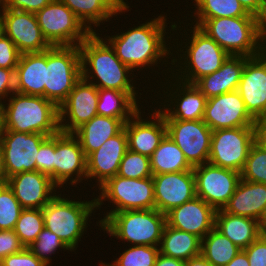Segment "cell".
Returning <instances> with one entry per match:
<instances>
[{"instance_id":"277c9868","label":"cell","mask_w":266,"mask_h":266,"mask_svg":"<svg viewBox=\"0 0 266 266\" xmlns=\"http://www.w3.org/2000/svg\"><path fill=\"white\" fill-rule=\"evenodd\" d=\"M183 18L198 26L229 55L254 57L266 49L265 34L256 16L191 19L184 15Z\"/></svg>"},{"instance_id":"74e56055","label":"cell","mask_w":266,"mask_h":266,"mask_svg":"<svg viewBox=\"0 0 266 266\" xmlns=\"http://www.w3.org/2000/svg\"><path fill=\"white\" fill-rule=\"evenodd\" d=\"M44 228L42 209H23L17 220L14 232L25 247H29Z\"/></svg>"},{"instance_id":"d6986e66","label":"cell","mask_w":266,"mask_h":266,"mask_svg":"<svg viewBox=\"0 0 266 266\" xmlns=\"http://www.w3.org/2000/svg\"><path fill=\"white\" fill-rule=\"evenodd\" d=\"M203 121L212 131L225 128L255 127L257 123L247 111L237 90L207 99Z\"/></svg>"},{"instance_id":"f6af8a7d","label":"cell","mask_w":266,"mask_h":266,"mask_svg":"<svg viewBox=\"0 0 266 266\" xmlns=\"http://www.w3.org/2000/svg\"><path fill=\"white\" fill-rule=\"evenodd\" d=\"M243 250L248 256L250 266H266V234L262 233Z\"/></svg>"},{"instance_id":"91938a15","label":"cell","mask_w":266,"mask_h":266,"mask_svg":"<svg viewBox=\"0 0 266 266\" xmlns=\"http://www.w3.org/2000/svg\"><path fill=\"white\" fill-rule=\"evenodd\" d=\"M260 28L263 30L266 38V0H264V8L259 17Z\"/></svg>"},{"instance_id":"ffe728a7","label":"cell","mask_w":266,"mask_h":266,"mask_svg":"<svg viewBox=\"0 0 266 266\" xmlns=\"http://www.w3.org/2000/svg\"><path fill=\"white\" fill-rule=\"evenodd\" d=\"M1 17L4 35L13 41L21 54L43 52L51 47L42 34L35 13L5 8Z\"/></svg>"},{"instance_id":"d4e9b609","label":"cell","mask_w":266,"mask_h":266,"mask_svg":"<svg viewBox=\"0 0 266 266\" xmlns=\"http://www.w3.org/2000/svg\"><path fill=\"white\" fill-rule=\"evenodd\" d=\"M216 210L200 197L173 208L166 223L175 229L194 234L201 240L214 228Z\"/></svg>"},{"instance_id":"836d02e7","label":"cell","mask_w":266,"mask_h":266,"mask_svg":"<svg viewBox=\"0 0 266 266\" xmlns=\"http://www.w3.org/2000/svg\"><path fill=\"white\" fill-rule=\"evenodd\" d=\"M150 168L152 175L190 171L193 169L184 153L167 135L150 156Z\"/></svg>"},{"instance_id":"f907efd6","label":"cell","mask_w":266,"mask_h":266,"mask_svg":"<svg viewBox=\"0 0 266 266\" xmlns=\"http://www.w3.org/2000/svg\"><path fill=\"white\" fill-rule=\"evenodd\" d=\"M239 2L249 14L260 17L264 8V0H239Z\"/></svg>"},{"instance_id":"c3c4849f","label":"cell","mask_w":266,"mask_h":266,"mask_svg":"<svg viewBox=\"0 0 266 266\" xmlns=\"http://www.w3.org/2000/svg\"><path fill=\"white\" fill-rule=\"evenodd\" d=\"M52 0H5L6 8L13 10L36 13Z\"/></svg>"},{"instance_id":"d590c367","label":"cell","mask_w":266,"mask_h":266,"mask_svg":"<svg viewBox=\"0 0 266 266\" xmlns=\"http://www.w3.org/2000/svg\"><path fill=\"white\" fill-rule=\"evenodd\" d=\"M189 1V0H188ZM193 11L187 16L194 19H210L218 17L254 16L249 14L239 0H191ZM191 14H190V13ZM193 14V15H192Z\"/></svg>"},{"instance_id":"8d00e7d4","label":"cell","mask_w":266,"mask_h":266,"mask_svg":"<svg viewBox=\"0 0 266 266\" xmlns=\"http://www.w3.org/2000/svg\"><path fill=\"white\" fill-rule=\"evenodd\" d=\"M124 252L114 259L111 263L100 260V266H154L159 247L148 245H127ZM104 261V262H103Z\"/></svg>"},{"instance_id":"4316f807","label":"cell","mask_w":266,"mask_h":266,"mask_svg":"<svg viewBox=\"0 0 266 266\" xmlns=\"http://www.w3.org/2000/svg\"><path fill=\"white\" fill-rule=\"evenodd\" d=\"M250 57L229 55L222 66L212 74L198 79L194 85L207 99L236 91L242 78L246 61Z\"/></svg>"},{"instance_id":"484cf974","label":"cell","mask_w":266,"mask_h":266,"mask_svg":"<svg viewBox=\"0 0 266 266\" xmlns=\"http://www.w3.org/2000/svg\"><path fill=\"white\" fill-rule=\"evenodd\" d=\"M145 85L143 87V92H147L143 98V92H124L112 89H98L97 114L99 116L121 119L124 123H126L140 109H142L144 105L146 106L149 104L148 100L145 99L151 100V98L154 97L152 93V96L147 95L151 90H148L150 89L147 87L149 84L145 83ZM145 87L147 90H145ZM146 95L149 98H147ZM144 101L146 104L142 105Z\"/></svg>"},{"instance_id":"816d5d0a","label":"cell","mask_w":266,"mask_h":266,"mask_svg":"<svg viewBox=\"0 0 266 266\" xmlns=\"http://www.w3.org/2000/svg\"><path fill=\"white\" fill-rule=\"evenodd\" d=\"M106 5L115 13V14H125L128 13L129 11L131 12V7L129 6L130 3L128 0H103ZM127 1V2H126Z\"/></svg>"},{"instance_id":"ee69618b","label":"cell","mask_w":266,"mask_h":266,"mask_svg":"<svg viewBox=\"0 0 266 266\" xmlns=\"http://www.w3.org/2000/svg\"><path fill=\"white\" fill-rule=\"evenodd\" d=\"M20 55L13 41L3 35L0 38V68L16 69Z\"/></svg>"},{"instance_id":"f5cc1de1","label":"cell","mask_w":266,"mask_h":266,"mask_svg":"<svg viewBox=\"0 0 266 266\" xmlns=\"http://www.w3.org/2000/svg\"><path fill=\"white\" fill-rule=\"evenodd\" d=\"M255 142L266 151V119L255 124Z\"/></svg>"},{"instance_id":"f546056e","label":"cell","mask_w":266,"mask_h":266,"mask_svg":"<svg viewBox=\"0 0 266 266\" xmlns=\"http://www.w3.org/2000/svg\"><path fill=\"white\" fill-rule=\"evenodd\" d=\"M124 125L121 119L96 115L72 134L78 139L87 158L109 138L119 134L124 129Z\"/></svg>"},{"instance_id":"603a6c76","label":"cell","mask_w":266,"mask_h":266,"mask_svg":"<svg viewBox=\"0 0 266 266\" xmlns=\"http://www.w3.org/2000/svg\"><path fill=\"white\" fill-rule=\"evenodd\" d=\"M7 185L23 209H42L60 192L49 176L37 170L13 175L8 178Z\"/></svg>"},{"instance_id":"9f6ffc18","label":"cell","mask_w":266,"mask_h":266,"mask_svg":"<svg viewBox=\"0 0 266 266\" xmlns=\"http://www.w3.org/2000/svg\"><path fill=\"white\" fill-rule=\"evenodd\" d=\"M185 266H213L201 254L185 261Z\"/></svg>"},{"instance_id":"60d3db41","label":"cell","mask_w":266,"mask_h":266,"mask_svg":"<svg viewBox=\"0 0 266 266\" xmlns=\"http://www.w3.org/2000/svg\"><path fill=\"white\" fill-rule=\"evenodd\" d=\"M22 210L13 190L0 186V230H13Z\"/></svg>"},{"instance_id":"5bb4252c","label":"cell","mask_w":266,"mask_h":266,"mask_svg":"<svg viewBox=\"0 0 266 266\" xmlns=\"http://www.w3.org/2000/svg\"><path fill=\"white\" fill-rule=\"evenodd\" d=\"M167 136L194 168L209 161L212 130L203 120L165 119Z\"/></svg>"},{"instance_id":"8fae6325","label":"cell","mask_w":266,"mask_h":266,"mask_svg":"<svg viewBox=\"0 0 266 266\" xmlns=\"http://www.w3.org/2000/svg\"><path fill=\"white\" fill-rule=\"evenodd\" d=\"M35 15L51 46H79L91 34L61 0H52Z\"/></svg>"},{"instance_id":"7bdbcfd3","label":"cell","mask_w":266,"mask_h":266,"mask_svg":"<svg viewBox=\"0 0 266 266\" xmlns=\"http://www.w3.org/2000/svg\"><path fill=\"white\" fill-rule=\"evenodd\" d=\"M36 170L49 176L54 183V135L48 136L41 143Z\"/></svg>"},{"instance_id":"680465c9","label":"cell","mask_w":266,"mask_h":266,"mask_svg":"<svg viewBox=\"0 0 266 266\" xmlns=\"http://www.w3.org/2000/svg\"><path fill=\"white\" fill-rule=\"evenodd\" d=\"M6 132V121H5V109L3 102H0V140Z\"/></svg>"},{"instance_id":"7a4b0ae2","label":"cell","mask_w":266,"mask_h":266,"mask_svg":"<svg viewBox=\"0 0 266 266\" xmlns=\"http://www.w3.org/2000/svg\"><path fill=\"white\" fill-rule=\"evenodd\" d=\"M181 21V19L179 22L175 21L172 32V47H174L172 49L174 50H172L171 74L181 82L194 84L203 76L217 71L229 57V54L198 26L187 20ZM182 30L183 32H181Z\"/></svg>"},{"instance_id":"ac0fdd59","label":"cell","mask_w":266,"mask_h":266,"mask_svg":"<svg viewBox=\"0 0 266 266\" xmlns=\"http://www.w3.org/2000/svg\"><path fill=\"white\" fill-rule=\"evenodd\" d=\"M98 88L81 77L59 106L60 132L73 133L97 114Z\"/></svg>"},{"instance_id":"681fc988","label":"cell","mask_w":266,"mask_h":266,"mask_svg":"<svg viewBox=\"0 0 266 266\" xmlns=\"http://www.w3.org/2000/svg\"><path fill=\"white\" fill-rule=\"evenodd\" d=\"M15 70L0 68V102L15 92Z\"/></svg>"},{"instance_id":"30bf717a","label":"cell","mask_w":266,"mask_h":266,"mask_svg":"<svg viewBox=\"0 0 266 266\" xmlns=\"http://www.w3.org/2000/svg\"><path fill=\"white\" fill-rule=\"evenodd\" d=\"M81 77L79 46H51L47 49L45 99L59 107Z\"/></svg>"},{"instance_id":"52a82bcc","label":"cell","mask_w":266,"mask_h":266,"mask_svg":"<svg viewBox=\"0 0 266 266\" xmlns=\"http://www.w3.org/2000/svg\"><path fill=\"white\" fill-rule=\"evenodd\" d=\"M165 225L166 215L154 208L111 213L99 230L122 244L159 247Z\"/></svg>"},{"instance_id":"7402d4cb","label":"cell","mask_w":266,"mask_h":266,"mask_svg":"<svg viewBox=\"0 0 266 266\" xmlns=\"http://www.w3.org/2000/svg\"><path fill=\"white\" fill-rule=\"evenodd\" d=\"M154 185L155 209L167 214L173 208L196 197L193 169L176 173L152 176Z\"/></svg>"},{"instance_id":"be15d7a7","label":"cell","mask_w":266,"mask_h":266,"mask_svg":"<svg viewBox=\"0 0 266 266\" xmlns=\"http://www.w3.org/2000/svg\"><path fill=\"white\" fill-rule=\"evenodd\" d=\"M5 8H6L5 0H0V15L4 11Z\"/></svg>"},{"instance_id":"9c48e42d","label":"cell","mask_w":266,"mask_h":266,"mask_svg":"<svg viewBox=\"0 0 266 266\" xmlns=\"http://www.w3.org/2000/svg\"><path fill=\"white\" fill-rule=\"evenodd\" d=\"M164 79L160 78L156 81L158 83L157 90L154 88L151 89V92H154L157 99L149 101L156 105L154 107L163 115L164 119L203 120L207 102L205 95L194 84L181 82L172 75H168Z\"/></svg>"},{"instance_id":"2e32d148","label":"cell","mask_w":266,"mask_h":266,"mask_svg":"<svg viewBox=\"0 0 266 266\" xmlns=\"http://www.w3.org/2000/svg\"><path fill=\"white\" fill-rule=\"evenodd\" d=\"M151 104L152 105L148 104V106H146L151 109L148 110V113L145 112L146 107H143L144 109L142 108V110L144 111L140 109L124 125L128 149L148 157L154 153L167 135V128L163 115L154 108L153 103ZM150 111L152 113H150Z\"/></svg>"},{"instance_id":"b9f144b4","label":"cell","mask_w":266,"mask_h":266,"mask_svg":"<svg viewBox=\"0 0 266 266\" xmlns=\"http://www.w3.org/2000/svg\"><path fill=\"white\" fill-rule=\"evenodd\" d=\"M241 179L266 184V151L256 142L250 148Z\"/></svg>"},{"instance_id":"9a60e30c","label":"cell","mask_w":266,"mask_h":266,"mask_svg":"<svg viewBox=\"0 0 266 266\" xmlns=\"http://www.w3.org/2000/svg\"><path fill=\"white\" fill-rule=\"evenodd\" d=\"M196 196L215 210L223 209L236 190L241 173L209 162L193 168Z\"/></svg>"},{"instance_id":"83f0119b","label":"cell","mask_w":266,"mask_h":266,"mask_svg":"<svg viewBox=\"0 0 266 266\" xmlns=\"http://www.w3.org/2000/svg\"><path fill=\"white\" fill-rule=\"evenodd\" d=\"M222 210L260 222L266 211V184L240 179L235 192Z\"/></svg>"},{"instance_id":"1f68e13d","label":"cell","mask_w":266,"mask_h":266,"mask_svg":"<svg viewBox=\"0 0 266 266\" xmlns=\"http://www.w3.org/2000/svg\"><path fill=\"white\" fill-rule=\"evenodd\" d=\"M159 252L165 256L184 261L201 254V239L194 234L170 227H164Z\"/></svg>"},{"instance_id":"6125c7cd","label":"cell","mask_w":266,"mask_h":266,"mask_svg":"<svg viewBox=\"0 0 266 266\" xmlns=\"http://www.w3.org/2000/svg\"><path fill=\"white\" fill-rule=\"evenodd\" d=\"M4 35V23L0 15V38Z\"/></svg>"},{"instance_id":"7dc6e473","label":"cell","mask_w":266,"mask_h":266,"mask_svg":"<svg viewBox=\"0 0 266 266\" xmlns=\"http://www.w3.org/2000/svg\"><path fill=\"white\" fill-rule=\"evenodd\" d=\"M0 262L3 266H47L27 247L18 253L8 255Z\"/></svg>"},{"instance_id":"e575fe53","label":"cell","mask_w":266,"mask_h":266,"mask_svg":"<svg viewBox=\"0 0 266 266\" xmlns=\"http://www.w3.org/2000/svg\"><path fill=\"white\" fill-rule=\"evenodd\" d=\"M240 250L215 227L201 240V255L213 266L227 265Z\"/></svg>"},{"instance_id":"6f0895ef","label":"cell","mask_w":266,"mask_h":266,"mask_svg":"<svg viewBox=\"0 0 266 266\" xmlns=\"http://www.w3.org/2000/svg\"><path fill=\"white\" fill-rule=\"evenodd\" d=\"M8 182V177L4 167L3 152L0 146V186L6 185Z\"/></svg>"},{"instance_id":"e0dca14e","label":"cell","mask_w":266,"mask_h":266,"mask_svg":"<svg viewBox=\"0 0 266 266\" xmlns=\"http://www.w3.org/2000/svg\"><path fill=\"white\" fill-rule=\"evenodd\" d=\"M47 135L6 130L0 140L7 177L36 170L38 152Z\"/></svg>"},{"instance_id":"ba28073f","label":"cell","mask_w":266,"mask_h":266,"mask_svg":"<svg viewBox=\"0 0 266 266\" xmlns=\"http://www.w3.org/2000/svg\"><path fill=\"white\" fill-rule=\"evenodd\" d=\"M96 195L97 210L101 211L104 202L112 204L111 210L103 212V218L96 221V226L101 227V223L111 214L128 210L154 209V185L152 177L143 179L124 178L119 175L109 178L98 188Z\"/></svg>"},{"instance_id":"f35d334b","label":"cell","mask_w":266,"mask_h":266,"mask_svg":"<svg viewBox=\"0 0 266 266\" xmlns=\"http://www.w3.org/2000/svg\"><path fill=\"white\" fill-rule=\"evenodd\" d=\"M27 248L47 266L53 265L51 255L59 253L57 250L72 253L59 236L45 227L39 233L38 238Z\"/></svg>"},{"instance_id":"44dd1931","label":"cell","mask_w":266,"mask_h":266,"mask_svg":"<svg viewBox=\"0 0 266 266\" xmlns=\"http://www.w3.org/2000/svg\"><path fill=\"white\" fill-rule=\"evenodd\" d=\"M237 91L256 121L266 119V49L246 61Z\"/></svg>"},{"instance_id":"ab89813d","label":"cell","mask_w":266,"mask_h":266,"mask_svg":"<svg viewBox=\"0 0 266 266\" xmlns=\"http://www.w3.org/2000/svg\"><path fill=\"white\" fill-rule=\"evenodd\" d=\"M117 175L134 179L152 177L150 157L127 149L119 165Z\"/></svg>"},{"instance_id":"cb8c5ba5","label":"cell","mask_w":266,"mask_h":266,"mask_svg":"<svg viewBox=\"0 0 266 266\" xmlns=\"http://www.w3.org/2000/svg\"><path fill=\"white\" fill-rule=\"evenodd\" d=\"M128 149L125 129L109 138L98 150L87 157V182L96 180L94 187H100L109 178L117 175L119 165Z\"/></svg>"},{"instance_id":"6da1fadb","label":"cell","mask_w":266,"mask_h":266,"mask_svg":"<svg viewBox=\"0 0 266 266\" xmlns=\"http://www.w3.org/2000/svg\"><path fill=\"white\" fill-rule=\"evenodd\" d=\"M153 16L154 18H149L151 20L147 19L146 22L140 23L142 21H138L137 25L133 24V27L128 28V30L123 31L122 29L121 32V29H118L120 33H116L115 31L114 35H103V38L115 50L117 57L122 63L128 66L133 72L136 71V74L138 73L142 78H144L143 75L145 78H148L147 81L150 84V89H152L151 79L146 75L150 76V73L152 74L155 72L154 75L156 77L158 76L157 78L162 76V79L171 75L172 65L170 64H172V61L168 59L172 60L173 47L171 35H173V33L171 32L175 24V21L171 24L168 22L169 17L167 13L166 15L164 13L160 15L157 14V17H155V15ZM163 66L165 69L162 68ZM155 67L158 68L157 71ZM147 69L152 71L150 72ZM159 69H163L161 73ZM145 70L148 71L147 74ZM140 72L141 74L144 72V74L141 75L139 74Z\"/></svg>"},{"instance_id":"7c38bea8","label":"cell","mask_w":266,"mask_h":266,"mask_svg":"<svg viewBox=\"0 0 266 266\" xmlns=\"http://www.w3.org/2000/svg\"><path fill=\"white\" fill-rule=\"evenodd\" d=\"M254 143L255 127L214 130L208 162L241 173Z\"/></svg>"},{"instance_id":"f1b7e54d","label":"cell","mask_w":266,"mask_h":266,"mask_svg":"<svg viewBox=\"0 0 266 266\" xmlns=\"http://www.w3.org/2000/svg\"><path fill=\"white\" fill-rule=\"evenodd\" d=\"M46 67L47 50L21 54L15 70V92L44 97Z\"/></svg>"},{"instance_id":"5b68a950","label":"cell","mask_w":266,"mask_h":266,"mask_svg":"<svg viewBox=\"0 0 266 266\" xmlns=\"http://www.w3.org/2000/svg\"><path fill=\"white\" fill-rule=\"evenodd\" d=\"M57 194L42 208L44 227L55 233L76 254L84 233L91 227V220L96 213V197L93 192L92 200L79 199L76 196H66L64 190ZM62 192L64 194H62ZM72 197V198H70ZM79 200L76 201V198ZM75 198V199H73ZM93 214V216H92ZM90 217V219H89ZM90 222V224H89Z\"/></svg>"},{"instance_id":"bcb514c9","label":"cell","mask_w":266,"mask_h":266,"mask_svg":"<svg viewBox=\"0 0 266 266\" xmlns=\"http://www.w3.org/2000/svg\"><path fill=\"white\" fill-rule=\"evenodd\" d=\"M25 246L14 230H0V261L10 254L22 251Z\"/></svg>"},{"instance_id":"4dcf8cb0","label":"cell","mask_w":266,"mask_h":266,"mask_svg":"<svg viewBox=\"0 0 266 266\" xmlns=\"http://www.w3.org/2000/svg\"><path fill=\"white\" fill-rule=\"evenodd\" d=\"M214 227L240 249H245L261 234V224L252 218L216 210Z\"/></svg>"},{"instance_id":"94428289","label":"cell","mask_w":266,"mask_h":266,"mask_svg":"<svg viewBox=\"0 0 266 266\" xmlns=\"http://www.w3.org/2000/svg\"><path fill=\"white\" fill-rule=\"evenodd\" d=\"M262 233L266 234V211L263 218L260 221Z\"/></svg>"},{"instance_id":"d6a6232c","label":"cell","mask_w":266,"mask_h":266,"mask_svg":"<svg viewBox=\"0 0 266 266\" xmlns=\"http://www.w3.org/2000/svg\"><path fill=\"white\" fill-rule=\"evenodd\" d=\"M83 23V25L91 32L98 33L96 28L109 22L113 23L112 18H118L103 0H61ZM112 21V22H110ZM94 28V29H93Z\"/></svg>"},{"instance_id":"11a10c76","label":"cell","mask_w":266,"mask_h":266,"mask_svg":"<svg viewBox=\"0 0 266 266\" xmlns=\"http://www.w3.org/2000/svg\"><path fill=\"white\" fill-rule=\"evenodd\" d=\"M225 266H250L246 252L241 249L239 253Z\"/></svg>"},{"instance_id":"8992f818","label":"cell","mask_w":266,"mask_h":266,"mask_svg":"<svg viewBox=\"0 0 266 266\" xmlns=\"http://www.w3.org/2000/svg\"><path fill=\"white\" fill-rule=\"evenodd\" d=\"M3 105L6 130L47 136L60 132L59 107L43 96L13 92Z\"/></svg>"},{"instance_id":"3957f363","label":"cell","mask_w":266,"mask_h":266,"mask_svg":"<svg viewBox=\"0 0 266 266\" xmlns=\"http://www.w3.org/2000/svg\"><path fill=\"white\" fill-rule=\"evenodd\" d=\"M79 48L82 77L98 89L124 92L142 91L141 88L139 90V86L141 83L144 84V81L137 84L136 81L141 80L137 78L138 74L121 62L115 50L102 37V33H91L79 45Z\"/></svg>"},{"instance_id":"4fadbf2b","label":"cell","mask_w":266,"mask_h":266,"mask_svg":"<svg viewBox=\"0 0 266 266\" xmlns=\"http://www.w3.org/2000/svg\"><path fill=\"white\" fill-rule=\"evenodd\" d=\"M86 181L87 158L78 139L72 133H57L54 135V184L66 191L69 186L79 188L77 185L83 182L90 186Z\"/></svg>"},{"instance_id":"db71d44e","label":"cell","mask_w":266,"mask_h":266,"mask_svg":"<svg viewBox=\"0 0 266 266\" xmlns=\"http://www.w3.org/2000/svg\"><path fill=\"white\" fill-rule=\"evenodd\" d=\"M154 266H185V261L159 253Z\"/></svg>"}]
</instances>
